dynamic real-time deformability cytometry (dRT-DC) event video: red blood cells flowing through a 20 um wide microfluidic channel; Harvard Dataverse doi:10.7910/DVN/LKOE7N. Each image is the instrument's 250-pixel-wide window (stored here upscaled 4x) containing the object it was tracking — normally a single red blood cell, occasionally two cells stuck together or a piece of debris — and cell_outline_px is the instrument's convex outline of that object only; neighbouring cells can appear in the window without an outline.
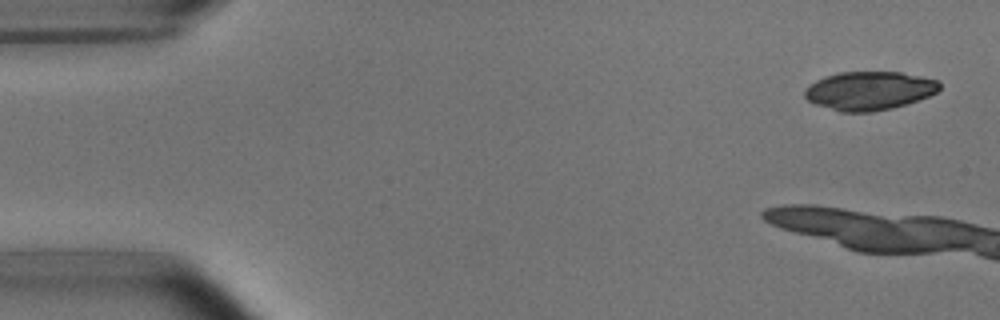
{"species": "common noctule bat (a hibernating species)", "species_latin": "Nyctalus noctula", "temperature_condition": "room temperature", "stored_images_in_passage": 5, "camera_frame_rate_fps": 3000, "um_per_image_px": 0.085, "animal": {"sex": "male", "body_mass_g": 15.6}, "frame": {"image": 1, "passage_image": 1, "time_ms": 0.0, "image_size_px": [1000, 320], "cell_outline_px": [[940, 88], [936, 92], [928, 96], [892, 108], [872, 112], [840, 112], [816, 104], [808, 100], [804, 96], [804, 92], [816, 80], [824, 76], [840, 72], [900, 72], [936, 80], [940, 84]], "centroid_in_image_um": [73.86, 7.71], "position_along_channel_um": 11.1, "area_um2": 29.94}}